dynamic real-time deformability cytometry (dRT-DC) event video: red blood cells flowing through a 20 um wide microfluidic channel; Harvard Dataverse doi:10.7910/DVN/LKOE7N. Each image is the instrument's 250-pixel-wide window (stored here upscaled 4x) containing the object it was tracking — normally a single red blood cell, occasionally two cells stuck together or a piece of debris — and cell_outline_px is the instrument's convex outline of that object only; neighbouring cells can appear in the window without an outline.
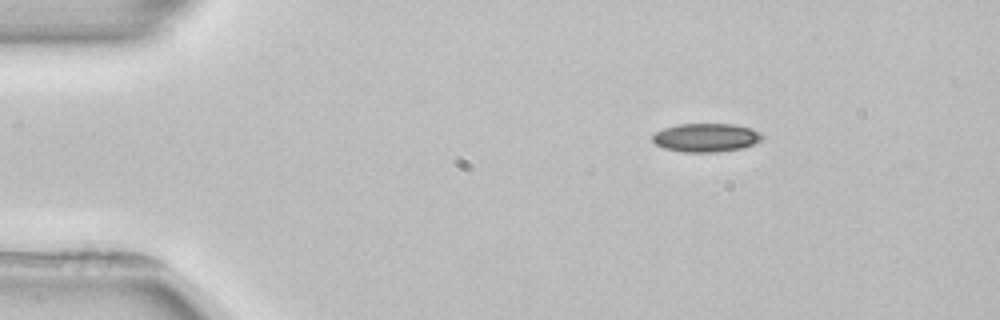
{"species": "common noctule bat (a hibernating species)", "species_latin": "Nyctalus noctula", "temperature_condition": "room temperature", "stored_images_in_passage": 3, "camera_frame_rate_fps": 3000, "um_per_image_px": 0.085, "animal": {"sex": "female", "body_mass_g": 22.7, "forearm_length_mm": 54.2}, "frame": {"image": 1, "passage_image": 1, "time_ms": 0.0, "image_size_px": [1000, 320], "cell_outline_px": [[764, 136], [760, 140], [752, 144], [740, 148], [716, 152], [680, 152], [664, 148], [656, 144], [652, 140], [652, 136], [656, 132], [664, 128], [676, 124], [732, 124], [752, 128], [760, 132]], "centroid_in_image_um": [59.99, 11.69], "position_along_channel_um": 25.0, "area_um2": 18.21}}